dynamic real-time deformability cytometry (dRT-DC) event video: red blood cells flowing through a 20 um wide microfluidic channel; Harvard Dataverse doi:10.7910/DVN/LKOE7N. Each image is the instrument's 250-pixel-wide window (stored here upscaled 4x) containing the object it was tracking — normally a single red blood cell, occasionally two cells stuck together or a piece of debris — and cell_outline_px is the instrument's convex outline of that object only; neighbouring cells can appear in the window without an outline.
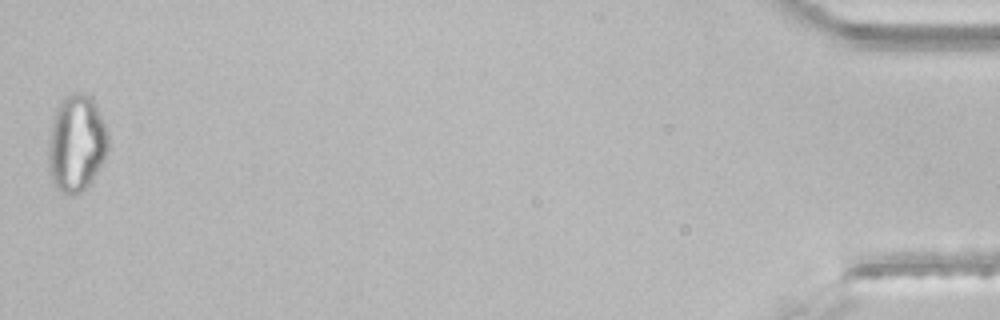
{"species": "common noctule bat (a hibernating species)", "species_latin": "Nyctalus noctula", "temperature_condition": "room temperature", "stored_images_in_passage": 37, "segment_of_instrument_passage": [2, 2], "camera_frame_rate_fps": 3000, "um_per_image_px": 0.085, "animal": {"sex": "male", "body_mass_g": 21.5, "forearm_length_mm": 52.0}, "frame": {"image": 1, "passage_image": 37, "time_ms": 12.0, "image_size_px": [1000, 320], "cell_outline_px": [[108, 152], [104, 160], [92, 180], [80, 192], [72, 196], [64, 196], [52, 184], [48, 160], [48, 144], [52, 124], [56, 108], [60, 100], [64, 96], [72, 92], [76, 92], [92, 96], [96, 104], [108, 132]], "centroid_in_image_um": [6.49, 12.19], "position_along_channel_um": 428.7, "area_um2": 34.22}}